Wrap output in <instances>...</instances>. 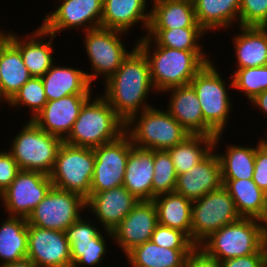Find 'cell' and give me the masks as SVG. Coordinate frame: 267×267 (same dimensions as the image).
Segmentation results:
<instances>
[{
	"instance_id": "1",
	"label": "cell",
	"mask_w": 267,
	"mask_h": 267,
	"mask_svg": "<svg viewBox=\"0 0 267 267\" xmlns=\"http://www.w3.org/2000/svg\"><path fill=\"white\" fill-rule=\"evenodd\" d=\"M116 72L105 81L104 97L116 115L126 124L134 115L151 106L145 100L155 90L147 57L136 46ZM147 103V104H146Z\"/></svg>"
},
{
	"instance_id": "2",
	"label": "cell",
	"mask_w": 267,
	"mask_h": 267,
	"mask_svg": "<svg viewBox=\"0 0 267 267\" xmlns=\"http://www.w3.org/2000/svg\"><path fill=\"white\" fill-rule=\"evenodd\" d=\"M136 46L148 59L151 81L158 93L190 84L195 75L211 61L203 50L155 46L152 51V41L146 36L141 37Z\"/></svg>"
},
{
	"instance_id": "3",
	"label": "cell",
	"mask_w": 267,
	"mask_h": 267,
	"mask_svg": "<svg viewBox=\"0 0 267 267\" xmlns=\"http://www.w3.org/2000/svg\"><path fill=\"white\" fill-rule=\"evenodd\" d=\"M124 133L125 123L102 94L93 99L90 97L84 103L64 143L95 148L117 140Z\"/></svg>"
},
{
	"instance_id": "4",
	"label": "cell",
	"mask_w": 267,
	"mask_h": 267,
	"mask_svg": "<svg viewBox=\"0 0 267 267\" xmlns=\"http://www.w3.org/2000/svg\"><path fill=\"white\" fill-rule=\"evenodd\" d=\"M267 243V229L259 219L243 218L213 232L198 248L224 261L257 253Z\"/></svg>"
},
{
	"instance_id": "5",
	"label": "cell",
	"mask_w": 267,
	"mask_h": 267,
	"mask_svg": "<svg viewBox=\"0 0 267 267\" xmlns=\"http://www.w3.org/2000/svg\"><path fill=\"white\" fill-rule=\"evenodd\" d=\"M140 113L125 124V133L136 147L167 151L190 135L167 110L152 106Z\"/></svg>"
},
{
	"instance_id": "6",
	"label": "cell",
	"mask_w": 267,
	"mask_h": 267,
	"mask_svg": "<svg viewBox=\"0 0 267 267\" xmlns=\"http://www.w3.org/2000/svg\"><path fill=\"white\" fill-rule=\"evenodd\" d=\"M21 130L13 138L9 150L19 169L37 171L49 176L64 140L42 130L32 120Z\"/></svg>"
},
{
	"instance_id": "7",
	"label": "cell",
	"mask_w": 267,
	"mask_h": 267,
	"mask_svg": "<svg viewBox=\"0 0 267 267\" xmlns=\"http://www.w3.org/2000/svg\"><path fill=\"white\" fill-rule=\"evenodd\" d=\"M94 165L93 148L76 147L63 142L49 177L54 187L77 193L87 199L90 195Z\"/></svg>"
},
{
	"instance_id": "8",
	"label": "cell",
	"mask_w": 267,
	"mask_h": 267,
	"mask_svg": "<svg viewBox=\"0 0 267 267\" xmlns=\"http://www.w3.org/2000/svg\"><path fill=\"white\" fill-rule=\"evenodd\" d=\"M240 218L232 197L222 185L192 202L191 242L198 247L213 232Z\"/></svg>"
},
{
	"instance_id": "9",
	"label": "cell",
	"mask_w": 267,
	"mask_h": 267,
	"mask_svg": "<svg viewBox=\"0 0 267 267\" xmlns=\"http://www.w3.org/2000/svg\"><path fill=\"white\" fill-rule=\"evenodd\" d=\"M190 84L196 91L204 121L217 133L223 134L231 112V98L226 83L210 61L195 75Z\"/></svg>"
},
{
	"instance_id": "10",
	"label": "cell",
	"mask_w": 267,
	"mask_h": 267,
	"mask_svg": "<svg viewBox=\"0 0 267 267\" xmlns=\"http://www.w3.org/2000/svg\"><path fill=\"white\" fill-rule=\"evenodd\" d=\"M86 208V199L81 195L53 186L27 217V222L43 229L65 232Z\"/></svg>"
},
{
	"instance_id": "11",
	"label": "cell",
	"mask_w": 267,
	"mask_h": 267,
	"mask_svg": "<svg viewBox=\"0 0 267 267\" xmlns=\"http://www.w3.org/2000/svg\"><path fill=\"white\" fill-rule=\"evenodd\" d=\"M84 34L86 54L93 70L92 73H86L88 80L92 84L94 79L102 75L105 82L130 53L120 39V35H125V32L99 27L85 31Z\"/></svg>"
},
{
	"instance_id": "12",
	"label": "cell",
	"mask_w": 267,
	"mask_h": 267,
	"mask_svg": "<svg viewBox=\"0 0 267 267\" xmlns=\"http://www.w3.org/2000/svg\"><path fill=\"white\" fill-rule=\"evenodd\" d=\"M134 145L124 133L117 140L93 148L95 165L90 193H98L123 185L129 152Z\"/></svg>"
},
{
	"instance_id": "13",
	"label": "cell",
	"mask_w": 267,
	"mask_h": 267,
	"mask_svg": "<svg viewBox=\"0 0 267 267\" xmlns=\"http://www.w3.org/2000/svg\"><path fill=\"white\" fill-rule=\"evenodd\" d=\"M52 187L48 175L20 170L10 186L2 192L1 201L9 216L27 218Z\"/></svg>"
},
{
	"instance_id": "14",
	"label": "cell",
	"mask_w": 267,
	"mask_h": 267,
	"mask_svg": "<svg viewBox=\"0 0 267 267\" xmlns=\"http://www.w3.org/2000/svg\"><path fill=\"white\" fill-rule=\"evenodd\" d=\"M52 13H46L41 27L50 34L67 29L88 31L101 27L103 0H61Z\"/></svg>"
},
{
	"instance_id": "15",
	"label": "cell",
	"mask_w": 267,
	"mask_h": 267,
	"mask_svg": "<svg viewBox=\"0 0 267 267\" xmlns=\"http://www.w3.org/2000/svg\"><path fill=\"white\" fill-rule=\"evenodd\" d=\"M27 258L38 267H72L70 244L65 232L27 225Z\"/></svg>"
},
{
	"instance_id": "16",
	"label": "cell",
	"mask_w": 267,
	"mask_h": 267,
	"mask_svg": "<svg viewBox=\"0 0 267 267\" xmlns=\"http://www.w3.org/2000/svg\"><path fill=\"white\" fill-rule=\"evenodd\" d=\"M158 224L157 209L152 200L138 201L129 214L112 230L125 255L134 247L151 240Z\"/></svg>"
},
{
	"instance_id": "17",
	"label": "cell",
	"mask_w": 267,
	"mask_h": 267,
	"mask_svg": "<svg viewBox=\"0 0 267 267\" xmlns=\"http://www.w3.org/2000/svg\"><path fill=\"white\" fill-rule=\"evenodd\" d=\"M123 185L98 193H90L86 199V209L100 221L107 236L112 238V230L129 214L138 203Z\"/></svg>"
},
{
	"instance_id": "18",
	"label": "cell",
	"mask_w": 267,
	"mask_h": 267,
	"mask_svg": "<svg viewBox=\"0 0 267 267\" xmlns=\"http://www.w3.org/2000/svg\"><path fill=\"white\" fill-rule=\"evenodd\" d=\"M82 217L65 231L70 244L72 267L95 266L101 262L107 251L101 230L92 225L90 219L85 220Z\"/></svg>"
},
{
	"instance_id": "19",
	"label": "cell",
	"mask_w": 267,
	"mask_h": 267,
	"mask_svg": "<svg viewBox=\"0 0 267 267\" xmlns=\"http://www.w3.org/2000/svg\"><path fill=\"white\" fill-rule=\"evenodd\" d=\"M91 96V94H74L48 101L31 120L42 130L64 140L71 132L84 103Z\"/></svg>"
},
{
	"instance_id": "20",
	"label": "cell",
	"mask_w": 267,
	"mask_h": 267,
	"mask_svg": "<svg viewBox=\"0 0 267 267\" xmlns=\"http://www.w3.org/2000/svg\"><path fill=\"white\" fill-rule=\"evenodd\" d=\"M222 185L220 161L212 150L188 172L177 175L174 192L193 202Z\"/></svg>"
},
{
	"instance_id": "21",
	"label": "cell",
	"mask_w": 267,
	"mask_h": 267,
	"mask_svg": "<svg viewBox=\"0 0 267 267\" xmlns=\"http://www.w3.org/2000/svg\"><path fill=\"white\" fill-rule=\"evenodd\" d=\"M172 94L168 109L173 116L190 134L216 136L217 133L204 121L202 108L196 91L191 84L182 85L166 90Z\"/></svg>"
},
{
	"instance_id": "22",
	"label": "cell",
	"mask_w": 267,
	"mask_h": 267,
	"mask_svg": "<svg viewBox=\"0 0 267 267\" xmlns=\"http://www.w3.org/2000/svg\"><path fill=\"white\" fill-rule=\"evenodd\" d=\"M2 33L20 50L23 62L32 77H42L54 63L53 59V39L56 37L53 34L47 33L41 26L31 33V36L19 38L15 32ZM48 35L50 40L43 41ZM28 38V39H27ZM41 39V40H40Z\"/></svg>"
},
{
	"instance_id": "23",
	"label": "cell",
	"mask_w": 267,
	"mask_h": 267,
	"mask_svg": "<svg viewBox=\"0 0 267 267\" xmlns=\"http://www.w3.org/2000/svg\"><path fill=\"white\" fill-rule=\"evenodd\" d=\"M153 150L133 146L125 168L123 186L139 201L153 200Z\"/></svg>"
},
{
	"instance_id": "24",
	"label": "cell",
	"mask_w": 267,
	"mask_h": 267,
	"mask_svg": "<svg viewBox=\"0 0 267 267\" xmlns=\"http://www.w3.org/2000/svg\"><path fill=\"white\" fill-rule=\"evenodd\" d=\"M147 0H103L101 27L127 32L135 23L143 21L148 30L150 12L147 13Z\"/></svg>"
},
{
	"instance_id": "25",
	"label": "cell",
	"mask_w": 267,
	"mask_h": 267,
	"mask_svg": "<svg viewBox=\"0 0 267 267\" xmlns=\"http://www.w3.org/2000/svg\"><path fill=\"white\" fill-rule=\"evenodd\" d=\"M41 79L48 101L74 94H92L86 72L78 68L53 64Z\"/></svg>"
},
{
	"instance_id": "26",
	"label": "cell",
	"mask_w": 267,
	"mask_h": 267,
	"mask_svg": "<svg viewBox=\"0 0 267 267\" xmlns=\"http://www.w3.org/2000/svg\"><path fill=\"white\" fill-rule=\"evenodd\" d=\"M0 75L5 103L32 77L20 50L3 33L0 34Z\"/></svg>"
},
{
	"instance_id": "27",
	"label": "cell",
	"mask_w": 267,
	"mask_h": 267,
	"mask_svg": "<svg viewBox=\"0 0 267 267\" xmlns=\"http://www.w3.org/2000/svg\"><path fill=\"white\" fill-rule=\"evenodd\" d=\"M148 29L201 27L195 18L193 0H153Z\"/></svg>"
},
{
	"instance_id": "28",
	"label": "cell",
	"mask_w": 267,
	"mask_h": 267,
	"mask_svg": "<svg viewBox=\"0 0 267 267\" xmlns=\"http://www.w3.org/2000/svg\"><path fill=\"white\" fill-rule=\"evenodd\" d=\"M234 37L237 69L267 65V27L239 26Z\"/></svg>"
},
{
	"instance_id": "29",
	"label": "cell",
	"mask_w": 267,
	"mask_h": 267,
	"mask_svg": "<svg viewBox=\"0 0 267 267\" xmlns=\"http://www.w3.org/2000/svg\"><path fill=\"white\" fill-rule=\"evenodd\" d=\"M194 249H171L149 240L126 254L132 267H186Z\"/></svg>"
},
{
	"instance_id": "30",
	"label": "cell",
	"mask_w": 267,
	"mask_h": 267,
	"mask_svg": "<svg viewBox=\"0 0 267 267\" xmlns=\"http://www.w3.org/2000/svg\"><path fill=\"white\" fill-rule=\"evenodd\" d=\"M222 134L208 136L190 134L181 143L167 151L172 158L177 175L184 174L203 160L219 143Z\"/></svg>"
},
{
	"instance_id": "31",
	"label": "cell",
	"mask_w": 267,
	"mask_h": 267,
	"mask_svg": "<svg viewBox=\"0 0 267 267\" xmlns=\"http://www.w3.org/2000/svg\"><path fill=\"white\" fill-rule=\"evenodd\" d=\"M193 4L196 21L207 33L229 28L239 19L240 0H193Z\"/></svg>"
},
{
	"instance_id": "32",
	"label": "cell",
	"mask_w": 267,
	"mask_h": 267,
	"mask_svg": "<svg viewBox=\"0 0 267 267\" xmlns=\"http://www.w3.org/2000/svg\"><path fill=\"white\" fill-rule=\"evenodd\" d=\"M152 201L157 209L158 224L178 229L191 240L192 201L176 192L160 194Z\"/></svg>"
},
{
	"instance_id": "33",
	"label": "cell",
	"mask_w": 267,
	"mask_h": 267,
	"mask_svg": "<svg viewBox=\"0 0 267 267\" xmlns=\"http://www.w3.org/2000/svg\"><path fill=\"white\" fill-rule=\"evenodd\" d=\"M222 184L232 197L240 217L262 222L264 191L253 179H222Z\"/></svg>"
},
{
	"instance_id": "34",
	"label": "cell",
	"mask_w": 267,
	"mask_h": 267,
	"mask_svg": "<svg viewBox=\"0 0 267 267\" xmlns=\"http://www.w3.org/2000/svg\"><path fill=\"white\" fill-rule=\"evenodd\" d=\"M0 225V259L1 265L15 262L27 257L28 232L27 218L8 216Z\"/></svg>"
},
{
	"instance_id": "35",
	"label": "cell",
	"mask_w": 267,
	"mask_h": 267,
	"mask_svg": "<svg viewBox=\"0 0 267 267\" xmlns=\"http://www.w3.org/2000/svg\"><path fill=\"white\" fill-rule=\"evenodd\" d=\"M226 154H217L221 165L222 179H252L256 147L226 146Z\"/></svg>"
},
{
	"instance_id": "36",
	"label": "cell",
	"mask_w": 267,
	"mask_h": 267,
	"mask_svg": "<svg viewBox=\"0 0 267 267\" xmlns=\"http://www.w3.org/2000/svg\"><path fill=\"white\" fill-rule=\"evenodd\" d=\"M205 32L202 27L148 29L145 36L152 41L154 46L180 50H202L198 41L205 35Z\"/></svg>"
},
{
	"instance_id": "37",
	"label": "cell",
	"mask_w": 267,
	"mask_h": 267,
	"mask_svg": "<svg viewBox=\"0 0 267 267\" xmlns=\"http://www.w3.org/2000/svg\"><path fill=\"white\" fill-rule=\"evenodd\" d=\"M230 77V87L242 91L249 101L267 90V65L236 69Z\"/></svg>"
},
{
	"instance_id": "38",
	"label": "cell",
	"mask_w": 267,
	"mask_h": 267,
	"mask_svg": "<svg viewBox=\"0 0 267 267\" xmlns=\"http://www.w3.org/2000/svg\"><path fill=\"white\" fill-rule=\"evenodd\" d=\"M154 176L153 199L164 193L175 191L177 173L172 158L166 150H153Z\"/></svg>"
},
{
	"instance_id": "39",
	"label": "cell",
	"mask_w": 267,
	"mask_h": 267,
	"mask_svg": "<svg viewBox=\"0 0 267 267\" xmlns=\"http://www.w3.org/2000/svg\"><path fill=\"white\" fill-rule=\"evenodd\" d=\"M47 102L42 79L40 77H31L8 101V104L9 107L13 106V108L22 104L30 107L29 109L32 112L31 120L44 108Z\"/></svg>"
},
{
	"instance_id": "40",
	"label": "cell",
	"mask_w": 267,
	"mask_h": 267,
	"mask_svg": "<svg viewBox=\"0 0 267 267\" xmlns=\"http://www.w3.org/2000/svg\"><path fill=\"white\" fill-rule=\"evenodd\" d=\"M155 244L171 249H195L196 246L182 231L157 224L151 237Z\"/></svg>"
},
{
	"instance_id": "41",
	"label": "cell",
	"mask_w": 267,
	"mask_h": 267,
	"mask_svg": "<svg viewBox=\"0 0 267 267\" xmlns=\"http://www.w3.org/2000/svg\"><path fill=\"white\" fill-rule=\"evenodd\" d=\"M239 26L267 27V0H240Z\"/></svg>"
},
{
	"instance_id": "42",
	"label": "cell",
	"mask_w": 267,
	"mask_h": 267,
	"mask_svg": "<svg viewBox=\"0 0 267 267\" xmlns=\"http://www.w3.org/2000/svg\"><path fill=\"white\" fill-rule=\"evenodd\" d=\"M256 146L253 181L263 190H267V140L260 139Z\"/></svg>"
},
{
	"instance_id": "43",
	"label": "cell",
	"mask_w": 267,
	"mask_h": 267,
	"mask_svg": "<svg viewBox=\"0 0 267 267\" xmlns=\"http://www.w3.org/2000/svg\"><path fill=\"white\" fill-rule=\"evenodd\" d=\"M20 171L16 160L12 154L6 150L0 151V192L6 190L17 173Z\"/></svg>"
},
{
	"instance_id": "44",
	"label": "cell",
	"mask_w": 267,
	"mask_h": 267,
	"mask_svg": "<svg viewBox=\"0 0 267 267\" xmlns=\"http://www.w3.org/2000/svg\"><path fill=\"white\" fill-rule=\"evenodd\" d=\"M267 259V243L257 252L247 256L221 261L222 267H264Z\"/></svg>"
},
{
	"instance_id": "45",
	"label": "cell",
	"mask_w": 267,
	"mask_h": 267,
	"mask_svg": "<svg viewBox=\"0 0 267 267\" xmlns=\"http://www.w3.org/2000/svg\"><path fill=\"white\" fill-rule=\"evenodd\" d=\"M186 267H222L221 261L207 256L196 247L187 259Z\"/></svg>"
},
{
	"instance_id": "46",
	"label": "cell",
	"mask_w": 267,
	"mask_h": 267,
	"mask_svg": "<svg viewBox=\"0 0 267 267\" xmlns=\"http://www.w3.org/2000/svg\"><path fill=\"white\" fill-rule=\"evenodd\" d=\"M253 105L260 108L263 114H267V90L258 94L254 99L251 100Z\"/></svg>"
},
{
	"instance_id": "47",
	"label": "cell",
	"mask_w": 267,
	"mask_h": 267,
	"mask_svg": "<svg viewBox=\"0 0 267 267\" xmlns=\"http://www.w3.org/2000/svg\"><path fill=\"white\" fill-rule=\"evenodd\" d=\"M0 267H38V266L33 261L25 257L21 260L1 265Z\"/></svg>"
},
{
	"instance_id": "48",
	"label": "cell",
	"mask_w": 267,
	"mask_h": 267,
	"mask_svg": "<svg viewBox=\"0 0 267 267\" xmlns=\"http://www.w3.org/2000/svg\"><path fill=\"white\" fill-rule=\"evenodd\" d=\"M262 224L267 229V190L264 192V208L262 213Z\"/></svg>"
},
{
	"instance_id": "49",
	"label": "cell",
	"mask_w": 267,
	"mask_h": 267,
	"mask_svg": "<svg viewBox=\"0 0 267 267\" xmlns=\"http://www.w3.org/2000/svg\"><path fill=\"white\" fill-rule=\"evenodd\" d=\"M2 100H3V88H2L1 75H0V104Z\"/></svg>"
}]
</instances>
